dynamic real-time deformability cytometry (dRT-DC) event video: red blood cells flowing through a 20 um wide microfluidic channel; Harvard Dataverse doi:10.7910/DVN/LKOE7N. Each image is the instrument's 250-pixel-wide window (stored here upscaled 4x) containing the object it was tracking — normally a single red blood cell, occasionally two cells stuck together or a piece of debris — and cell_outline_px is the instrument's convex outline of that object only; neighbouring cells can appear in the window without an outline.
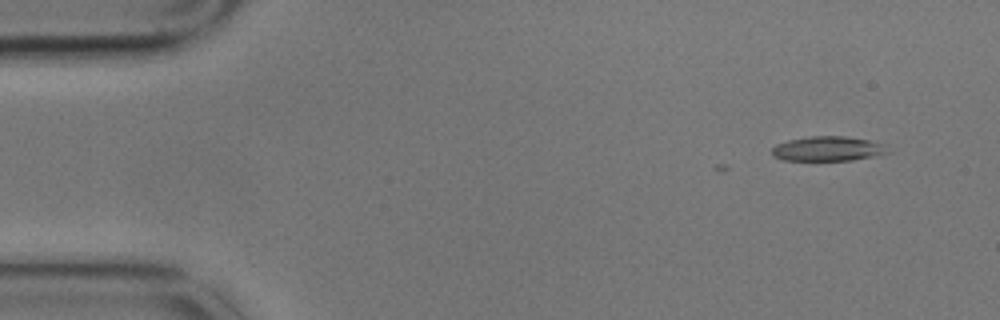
{"species": "common noctule bat (a hibernating species)", "species_latin": "Nyctalus noctula", "temperature_condition": "cold", "stored_images_in_passage": 9, "camera_frame_rate_fps": 3000, "um_per_image_px": 0.085, "animal": {"sex": "male", "body_mass_g": 17.9}, "frame": {"image": 1, "passage_image": 2, "time_ms": 0.333, "image_size_px": [1000, 320], "cell_outline_px": [[892, 152], [852, 160], [784, 160], [772, 156], [772, 148], [776, 144], [788, 140], [812, 136], [848, 136], [868, 140], [884, 144]], "centroid_in_image_um": [70.38, 12.64], "position_along_channel_um": 14.6, "area_um2": 16.65}}